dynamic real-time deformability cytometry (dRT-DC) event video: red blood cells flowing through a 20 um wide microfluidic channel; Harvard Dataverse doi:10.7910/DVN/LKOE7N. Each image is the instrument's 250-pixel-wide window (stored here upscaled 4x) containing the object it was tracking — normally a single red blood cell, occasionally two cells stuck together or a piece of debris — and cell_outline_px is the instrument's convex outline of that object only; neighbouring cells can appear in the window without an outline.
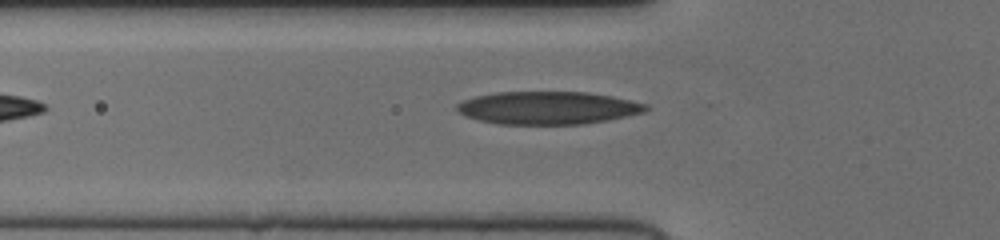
{"species": "human", "species_latin": "Homo sapiens", "temperature_condition": "cold", "stored_images_in_passage": 33, "camera_frame_rate_fps": 3000, "um_per_image_px": 0.085, "donor": {"sex": "female"}, "frame": {"image": 1, "passage_image": 2, "time_ms": 0.333, "image_size_px": [1000, 240], "cell_outline_px": [[648, 108], [644, 112], [628, 116], [608, 120], [584, 124], [500, 124], [480, 120], [464, 116], [456, 108], [456, 104], [464, 100], [476, 96], [496, 92], [588, 92], [612, 96], [632, 100], [648, 104]], "centroid_in_image_um": [46.6, 9.17], "position_along_channel_um": 79.2, "area_um2": 36.18}}
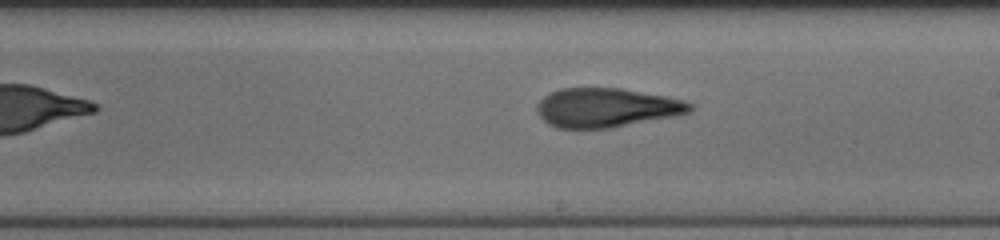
{"frame": {"image": 2, "passage_image": 14, "time_ms": 4.333, "image_size_px": [1000, 240], "cell_outline_px": [[696, 108], [692, 112], [676, 116], [612, 128], [556, 128], [548, 124], [536, 112], [536, 104], [544, 96], [560, 88], [620, 88], [664, 96], [684, 100], [692, 104]], "centroid_in_image_um": [51.57, 9.16], "position_along_channel_um": 237.4, "area_um2": 35.14}}
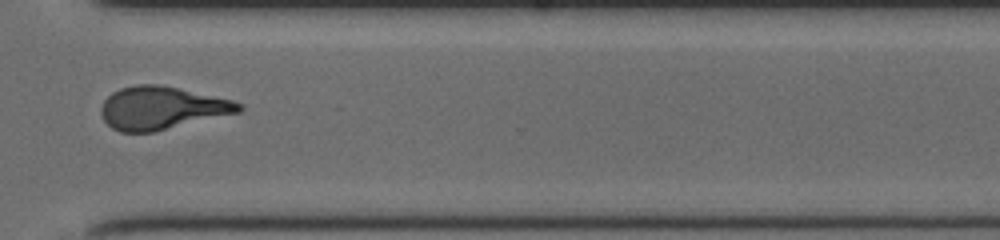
{"frame": {"image": 3, "passage_image": 23, "time_ms": 7.333, "image_size_px": [1000, 240], "cell_outline_px": [[244, 108], [240, 112], [152, 132], [120, 132], [112, 128], [104, 120], [100, 112], [100, 108], [104, 100], [112, 92], [120, 88], [136, 84], [160, 84], [232, 100], [244, 104]], "centroid_in_image_um": [13.73, 9.17], "position_along_channel_um": 356.9, "area_um2": 34.33}}